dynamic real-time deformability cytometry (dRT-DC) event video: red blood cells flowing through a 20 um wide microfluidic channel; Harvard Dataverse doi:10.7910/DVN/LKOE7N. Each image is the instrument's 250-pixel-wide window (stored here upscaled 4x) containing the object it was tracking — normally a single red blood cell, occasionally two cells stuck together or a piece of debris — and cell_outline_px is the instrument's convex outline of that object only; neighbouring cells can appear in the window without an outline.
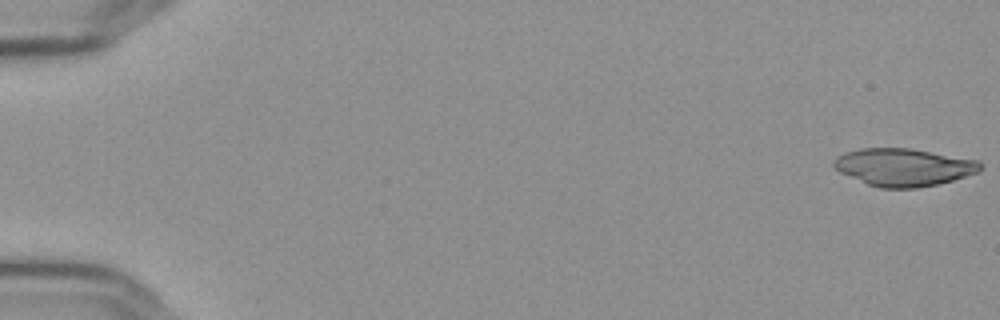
{"species": "Egyptian fruit bat (a non-hibernating species)", "species_latin": "Rousettus aegyptiacus", "temperature_condition": "cold", "stored_images_in_passage": 19, "camera_frame_rate_fps": 3000, "um_per_image_px": 0.085, "frame": {"image": 1, "passage_image": 1, "time_ms": 0.0, "image_size_px": [1000, 320], "cell_outline_px": [[980, 172], [952, 180], [936, 184], [916, 188], [880, 188], [868, 184], [840, 172], [832, 164], [832, 160], [836, 156], [844, 152], [860, 148], [912, 148], [980, 160]], "centroid_in_image_um": [76.8, 14.19], "position_along_channel_um": 8.2, "area_um2": 32.19}}
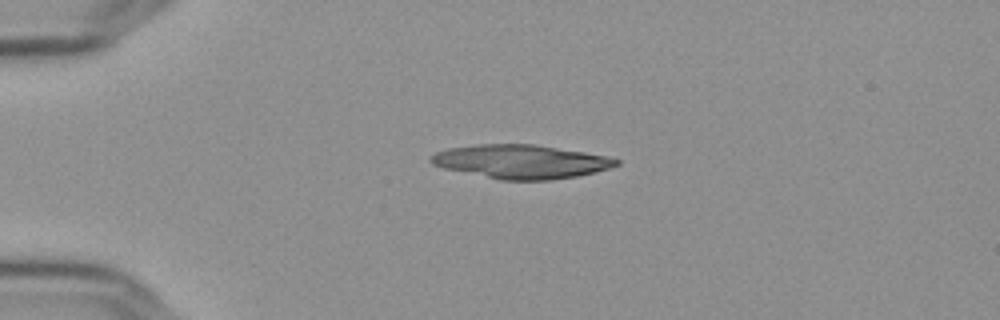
{"frame": {"image": 2, "passage_image": 14, "time_ms": 4.333, "image_size_px": [1000, 320], "cell_outline_px": [[620, 164], [608, 168], [576, 176], [548, 180], [500, 180], [444, 168], [432, 164], [428, 160], [436, 152], [448, 148], [476, 144], [536, 144], [584, 152], [604, 156], [620, 160]], "centroid_in_image_um": [44.24, 13.73], "position_along_channel_um": 40.8, "area_um2": 36.24}}